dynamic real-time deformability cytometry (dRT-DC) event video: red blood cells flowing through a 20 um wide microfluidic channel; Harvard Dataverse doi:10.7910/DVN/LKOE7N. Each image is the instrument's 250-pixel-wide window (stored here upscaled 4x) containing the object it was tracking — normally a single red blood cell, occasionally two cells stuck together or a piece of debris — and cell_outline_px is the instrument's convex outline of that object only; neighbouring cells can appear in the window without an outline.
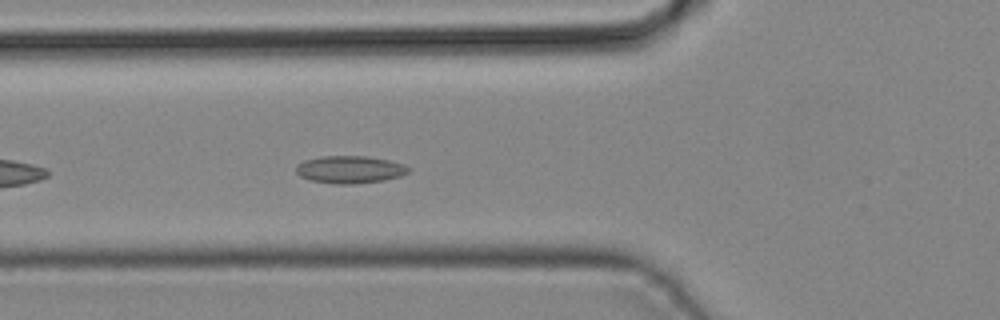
{"species": "common noctule bat (a hibernating species)", "species_latin": "Nyctalus noctula", "temperature_condition": "cold", "stored_images_in_passage": 21, "camera_frame_rate_fps": 3000, "um_per_image_px": 0.085, "animal": {"sex": "male", "body_mass_g": 19.2, "forearm_length_mm": 51.8}, "frame": {"image": 1, "passage_image": 5, "time_ms": 1.333, "image_size_px": [1000, 320], "cell_outline_px": [[412, 168], [408, 172], [400, 176], [384, 180], [352, 184], [336, 184], [308, 180], [300, 176], [296, 172], [296, 164], [304, 160], [320, 156], [364, 156], [388, 160], [404, 164]], "centroid_in_image_um": [29.71, 14.41], "position_along_channel_um": 96.1, "area_um2": 18.09}}
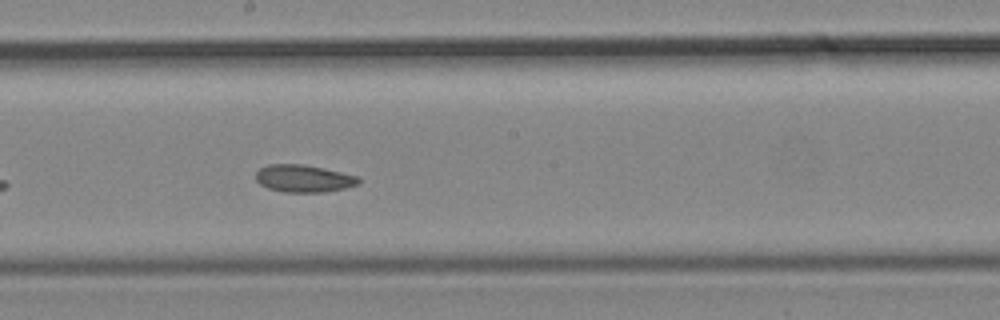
{"frame": {"image": 2, "passage_image": 13, "time_ms": 4.0, "image_size_px": [1000, 320], "cell_outline_px": [[360, 184], [344, 188], [324, 192], [284, 192], [268, 188], [260, 184], [256, 180], [256, 172], [260, 168], [268, 164], [300, 164], [340, 172], [356, 176], [360, 180]], "centroid_in_image_um": [25.78, 15.18], "position_along_channel_um": 222.4, "area_um2": 16.18}}
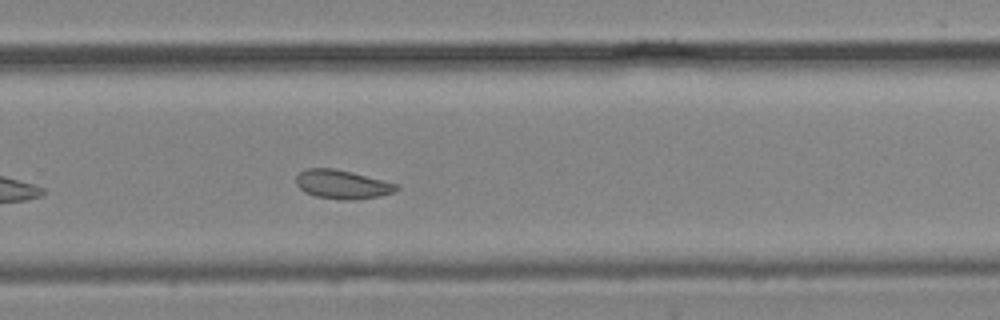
{"frame": {"image": 3, "passage_image": 18, "time_ms": 5.667, "image_size_px": [1000, 320], "cell_outline_px": [[400, 188], [392, 192], [380, 196], [356, 200], [344, 200], [316, 196], [304, 192], [296, 184], [296, 176], [304, 168], [332, 168], [352, 172], [396, 184]], "centroid_in_image_um": [29.05, 15.67], "position_along_channel_um": 300.7, "area_um2": 16.76}}